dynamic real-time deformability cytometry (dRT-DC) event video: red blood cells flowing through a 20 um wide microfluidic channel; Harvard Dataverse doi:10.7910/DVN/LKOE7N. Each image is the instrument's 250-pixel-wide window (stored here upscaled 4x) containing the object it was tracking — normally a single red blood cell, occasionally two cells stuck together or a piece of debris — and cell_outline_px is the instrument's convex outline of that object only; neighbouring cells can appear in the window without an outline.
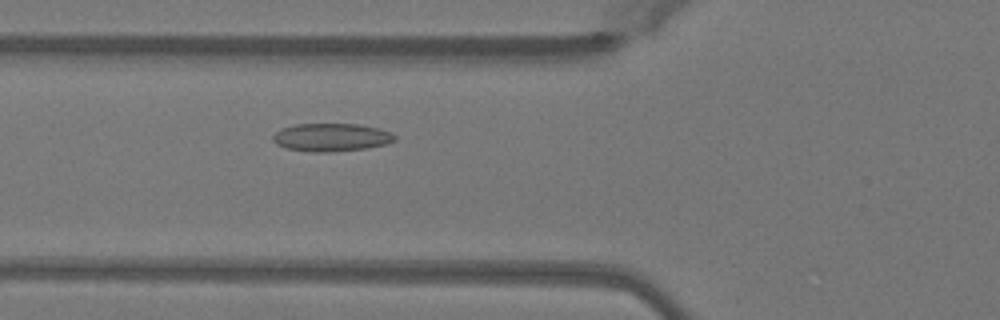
{"species": "Egyptian fruit bat (a non-hibernating species)", "species_latin": "Rousettus aegyptiacus", "temperature_condition": "warm", "stored_images_in_passage": 18, "camera_frame_rate_fps": 3000, "um_per_image_px": 0.085, "animal": {"sex": "female"}, "frame": {"image": 1, "passage_image": 11, "time_ms": 3.333, "image_size_px": [1000, 320], "cell_outline_px": [[396, 140], [384, 144], [368, 148], [328, 152], [312, 152], [288, 148], [276, 144], [272, 140], [272, 136], [276, 132], [284, 128], [296, 124], [360, 124], [380, 128], [396, 136]], "centroid_in_image_um": [28.17, 11.67], "position_along_channel_um": 97.6, "area_um2": 19.77}}
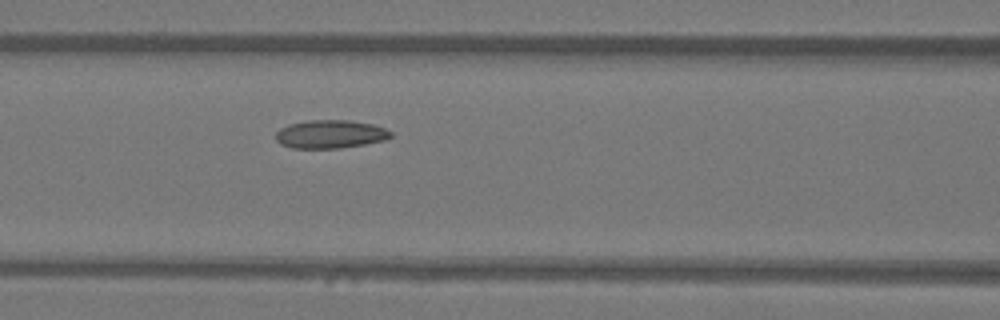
{"frame": {"image": 2, "passage_image": 14, "time_ms": 4.333, "image_size_px": [1000, 320], "cell_outline_px": [[392, 136], [388, 140], [340, 148], [292, 148], [280, 144], [276, 140], [276, 132], [280, 128], [288, 124], [308, 120], [348, 120], [372, 124], [384, 128], [392, 132]], "centroid_in_image_um": [28.08, 11.4], "position_along_channel_um": 138.5, "area_um2": 19.07}}
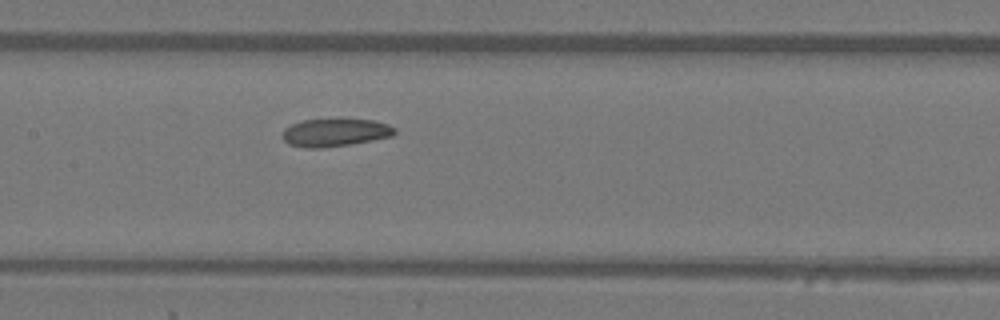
{"frame": {"image": 3, "passage_image": 17, "time_ms": 5.333, "image_size_px": [1000, 320], "cell_outline_px": [[396, 132], [392, 136], [372, 140], [348, 144], [320, 148], [308, 148], [288, 144], [284, 140], [284, 128], [292, 124], [304, 120], [372, 120], [388, 124], [396, 128]], "centroid_in_image_um": [28.49, 11.27], "position_along_channel_um": 178.9, "area_um2": 17.8}}